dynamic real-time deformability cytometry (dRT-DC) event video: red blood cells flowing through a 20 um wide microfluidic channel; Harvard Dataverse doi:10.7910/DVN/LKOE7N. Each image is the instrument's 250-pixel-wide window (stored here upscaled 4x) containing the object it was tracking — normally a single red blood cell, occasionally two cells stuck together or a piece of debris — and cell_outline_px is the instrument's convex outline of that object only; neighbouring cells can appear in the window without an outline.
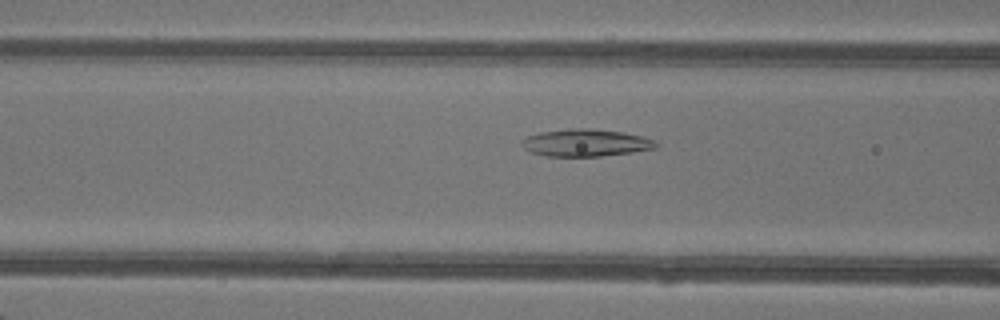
{"species": "common noctule bat (a hibernating species)", "species_latin": "Nyctalus noctula", "temperature_condition": "warm", "stored_images_in_passage": 48, "camera_frame_rate_fps": 3000, "um_per_image_px": 0.085, "animal": {"sex": "female"}, "frame": {"image": 1, "passage_image": 20, "time_ms": 6.333, "image_size_px": [1000, 320], "cell_outline_px": [[656, 148], [632, 152], [600, 156], [548, 156], [532, 152], [524, 148], [524, 140], [528, 136], [540, 132], [568, 128], [592, 128], [620, 132], [640, 136], [656, 140]], "centroid_in_image_um": [49.8, 12.13], "position_along_channel_um": 116.8, "area_um2": 20.98}}
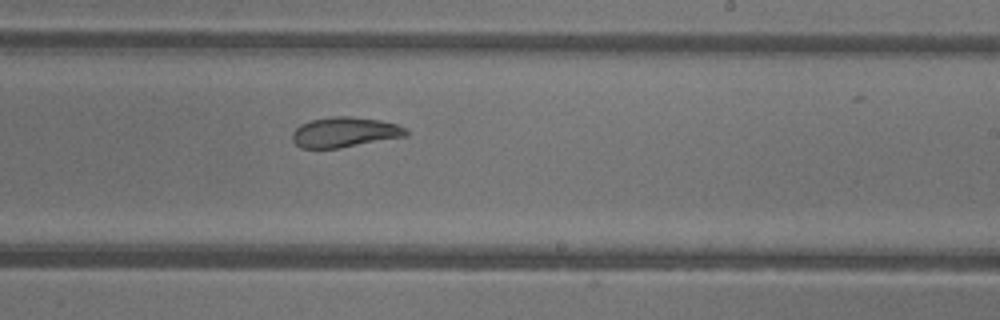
{"frame": {"image": 2, "passage_image": 30, "time_ms": 9.667, "image_size_px": [1000, 320], "cell_outline_px": [[408, 132], [404, 136], [340, 148], [300, 148], [292, 140], [292, 132], [300, 124], [312, 120], [332, 116], [348, 116], [380, 120], [396, 124], [408, 128]], "centroid_in_image_um": [29.27, 11.23], "position_along_channel_um": 259.7, "area_um2": 19.88}}
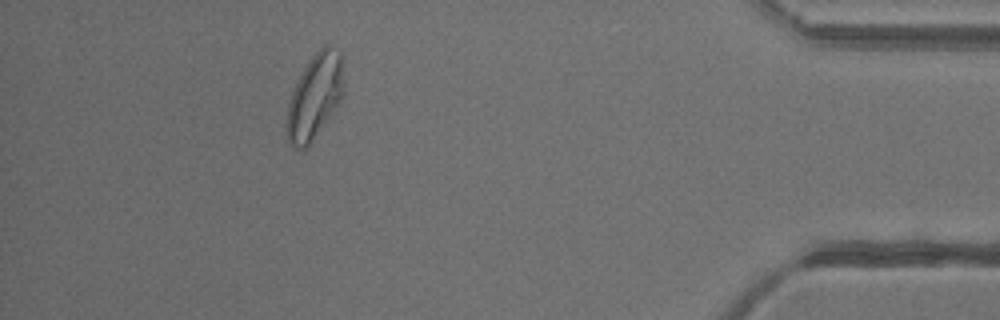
{"frame": {"image": 3, "passage_image": 44, "time_ms": 14.333, "image_size_px": [1000, 320], "cell_outline_px": [[344, 92], [340, 100], [308, 144], [304, 148], [296, 148], [288, 140], [284, 128], [284, 124], [288, 104], [292, 92], [304, 68], [312, 56], [324, 44], [328, 44], [340, 52], [344, 84]], "centroid_in_image_um": [26.73, 8.17], "position_along_channel_um": 408.5, "area_um2": 27.57}, "authors_computed_cell_mechanics": {"area_um2": 24.4783, "velocity_mm_per_s": 4.2887, "shape_relaxation_time_tau1_ms": 9.0222, "shape_relaxation_time_tau2_ms": 1.6955, "deformation_change_tau1": 0.2393, "deformation_change_tau2": 0.0757}}